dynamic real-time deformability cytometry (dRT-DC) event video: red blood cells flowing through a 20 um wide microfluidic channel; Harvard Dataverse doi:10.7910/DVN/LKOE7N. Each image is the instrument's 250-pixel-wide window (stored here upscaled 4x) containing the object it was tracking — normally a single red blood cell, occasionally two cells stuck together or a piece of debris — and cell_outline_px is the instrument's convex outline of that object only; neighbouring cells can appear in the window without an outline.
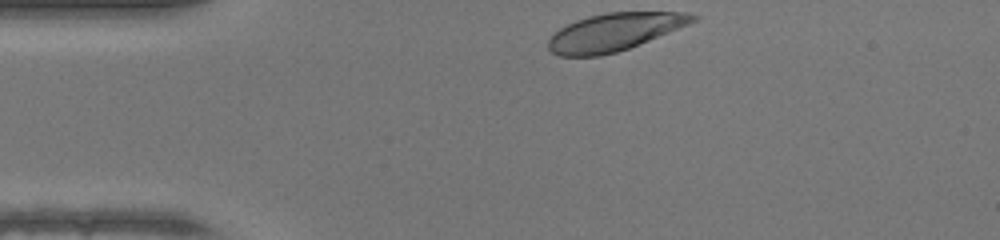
{"species": "human", "species_latin": "Homo sapiens", "temperature_condition": "warm", "stored_images_in_passage": 30, "camera_frame_rate_fps": 3000, "um_per_image_px": 0.085, "donor": {"sex": "female"}, "frame": {"image": 1, "passage_image": 1, "time_ms": 0.0, "image_size_px": [1000, 240], "cell_outline_px": [[700, 16], [696, 20], [688, 24], [628, 48], [616, 52], [600, 56], [560, 56], [552, 52], [548, 48], [548, 40], [560, 28], [576, 20], [588, 16], [604, 12], [684, 12]], "centroid_in_image_um": [52.2, 2.71], "position_along_channel_um": 32.8, "area_um2": 31.27}}
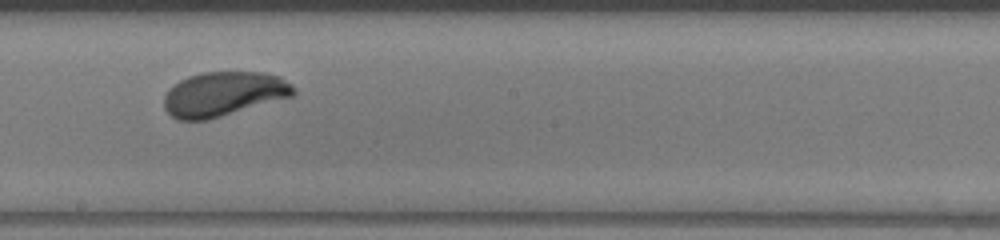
{"frame": {"image": 2, "passage_image": 18, "time_ms": 5.667, "image_size_px": [1000, 240], "cell_outline_px": [[296, 96], [208, 120], [176, 120], [164, 108], [164, 96], [168, 88], [180, 80], [188, 76], [204, 72], [264, 72], [280, 76], [292, 84], [296, 88]], "centroid_in_image_um": [19.04, 7.99], "position_along_channel_um": 229.2, "area_um2": 34.1}}
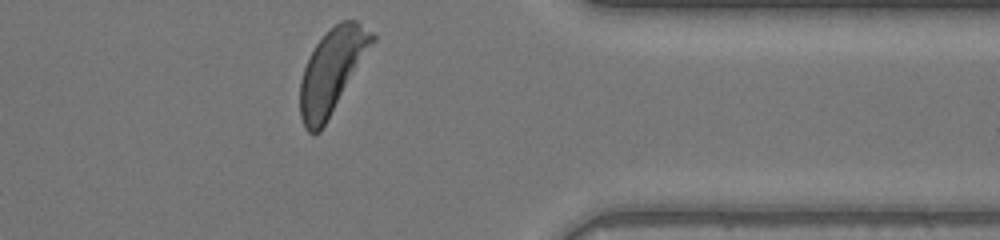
{"frame": {"image": 3, "passage_image": 30, "time_ms": 9.667, "image_size_px": [1000, 240], "cell_outline_px": [[376, 40], [320, 132], [308, 132], [304, 128], [300, 116], [300, 80], [308, 56], [316, 44], [340, 20], [356, 20], [372, 32], [376, 36]], "centroid_in_image_um": [28.21, 6.03], "position_along_channel_um": 383.2, "area_um2": 34.85}, "authors_computed_cell_mechanics": {"area_um2": 33.9286, "velocity_mm_per_s": 4.2307, "shape_relaxation_time_tau1_ms": 2.2069, "shape_relaxation_time_tau2_ms": null, "deformation_change_tau1": 0.1581, "deformation_change_tau2": null}}